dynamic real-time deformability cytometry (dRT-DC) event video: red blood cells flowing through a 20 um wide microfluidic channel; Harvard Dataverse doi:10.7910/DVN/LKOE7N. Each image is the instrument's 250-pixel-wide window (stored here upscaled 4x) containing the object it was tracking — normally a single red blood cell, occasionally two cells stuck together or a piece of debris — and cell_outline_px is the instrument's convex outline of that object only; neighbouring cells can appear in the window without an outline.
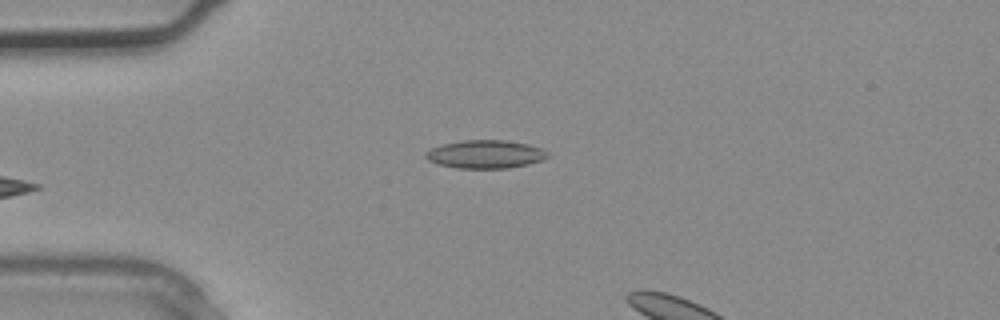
{"species": "common noctule bat (a hibernating species)", "species_latin": "Nyctalus noctula", "temperature_condition": "warm", "stored_images_in_passage": 3, "camera_frame_rate_fps": 3000, "um_per_image_px": 0.085, "animal": {"sex": "male", "body_mass_g": 20.4}, "frame": {"image": 1, "passage_image": 2, "time_ms": 0.333, "image_size_px": [1000, 320], "cell_outline_px": [[548, 156], [544, 160], [528, 164], [508, 168], [456, 168], [436, 164], [428, 160], [424, 156], [424, 152], [428, 148], [440, 144], [464, 140], [504, 140], [528, 144], [544, 148], [548, 152]], "centroid_in_image_um": [41.22, 13.1], "position_along_channel_um": 43.8, "area_um2": 20.4}}